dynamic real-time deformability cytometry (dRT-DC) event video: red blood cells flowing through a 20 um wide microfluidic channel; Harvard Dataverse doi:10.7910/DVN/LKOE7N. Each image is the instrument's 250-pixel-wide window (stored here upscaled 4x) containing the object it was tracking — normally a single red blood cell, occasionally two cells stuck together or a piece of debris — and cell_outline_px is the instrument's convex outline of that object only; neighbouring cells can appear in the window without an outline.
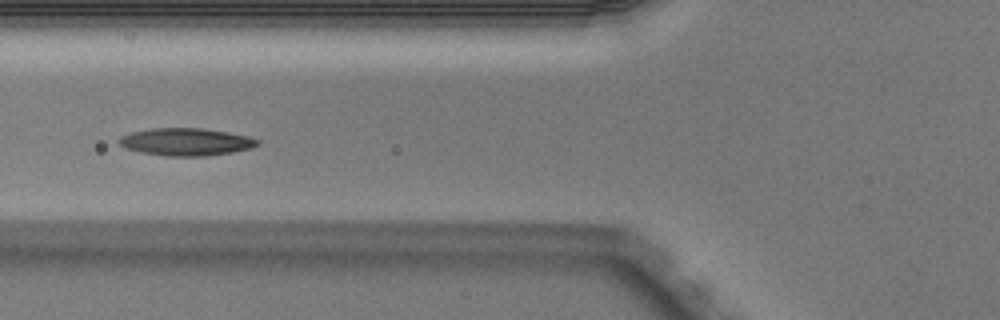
{"species": "Egyptian fruit bat (a non-hibernating species)", "species_latin": "Rousettus aegyptiacus", "temperature_condition": "warm", "stored_images_in_passage": 6, "camera_frame_rate_fps": 3000, "um_per_image_px": 0.085, "animal": {"sex": "male"}, "frame": {"image": 1, "passage_image": 5, "time_ms": 1.333, "image_size_px": [1000, 320], "cell_outline_px": [[260, 144], [252, 148], [232, 152], [204, 156], [168, 156], [140, 152], [116, 144], [116, 140], [120, 136], [132, 132], [152, 128], [204, 128], [228, 132], [248, 136], [260, 140]], "centroid_in_image_um": [15.81, 12.05], "position_along_channel_um": 110.0, "area_um2": 22.31}}
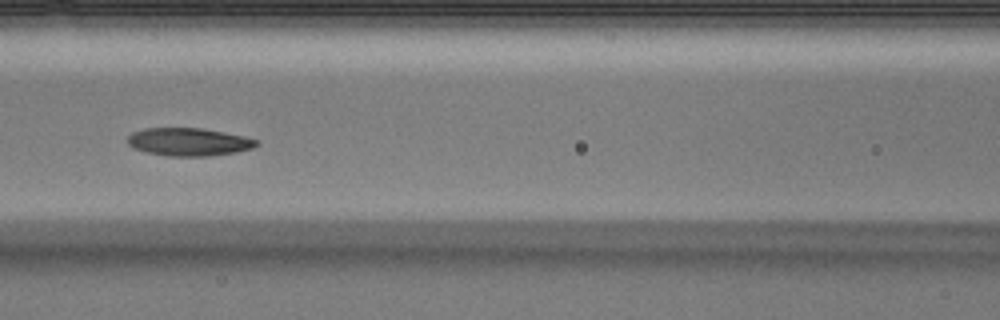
{"frame": {"image": 2, "passage_image": 6, "time_ms": 1.667, "image_size_px": [1000, 320], "cell_outline_px": [[260, 144], [252, 148], [236, 152], [212, 156], [168, 156], [148, 152], [132, 148], [128, 144], [128, 136], [132, 132], [144, 128], [200, 128], [224, 132], [244, 136], [260, 140]], "centroid_in_image_um": [16.07, 12.06], "position_along_channel_um": 150.5, "area_um2": 21.1}}